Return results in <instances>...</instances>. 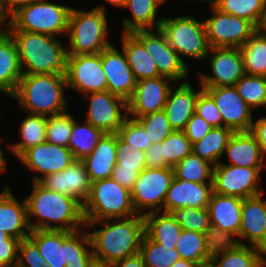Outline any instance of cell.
Listing matches in <instances>:
<instances>
[{
  "label": "cell",
  "mask_w": 266,
  "mask_h": 267,
  "mask_svg": "<svg viewBox=\"0 0 266 267\" xmlns=\"http://www.w3.org/2000/svg\"><path fill=\"white\" fill-rule=\"evenodd\" d=\"M173 178V167H146L142 170L131 190L136 213L144 216L151 212H163L164 200Z\"/></svg>",
  "instance_id": "obj_10"
},
{
  "label": "cell",
  "mask_w": 266,
  "mask_h": 267,
  "mask_svg": "<svg viewBox=\"0 0 266 267\" xmlns=\"http://www.w3.org/2000/svg\"><path fill=\"white\" fill-rule=\"evenodd\" d=\"M8 237H9V235L7 233L3 232V230H0V242H3Z\"/></svg>",
  "instance_id": "obj_66"
},
{
  "label": "cell",
  "mask_w": 266,
  "mask_h": 267,
  "mask_svg": "<svg viewBox=\"0 0 266 267\" xmlns=\"http://www.w3.org/2000/svg\"><path fill=\"white\" fill-rule=\"evenodd\" d=\"M67 88L80 95L107 91V78L98 54L67 55Z\"/></svg>",
  "instance_id": "obj_14"
},
{
  "label": "cell",
  "mask_w": 266,
  "mask_h": 267,
  "mask_svg": "<svg viewBox=\"0 0 266 267\" xmlns=\"http://www.w3.org/2000/svg\"><path fill=\"white\" fill-rule=\"evenodd\" d=\"M215 7L224 13L247 19L258 27L266 9V0H217Z\"/></svg>",
  "instance_id": "obj_41"
},
{
  "label": "cell",
  "mask_w": 266,
  "mask_h": 267,
  "mask_svg": "<svg viewBox=\"0 0 266 267\" xmlns=\"http://www.w3.org/2000/svg\"><path fill=\"white\" fill-rule=\"evenodd\" d=\"M22 75L16 43L6 30L0 35V92L11 97Z\"/></svg>",
  "instance_id": "obj_29"
},
{
  "label": "cell",
  "mask_w": 266,
  "mask_h": 267,
  "mask_svg": "<svg viewBox=\"0 0 266 267\" xmlns=\"http://www.w3.org/2000/svg\"><path fill=\"white\" fill-rule=\"evenodd\" d=\"M257 30L263 34L264 36H266V9L262 15L261 21L257 27Z\"/></svg>",
  "instance_id": "obj_61"
},
{
  "label": "cell",
  "mask_w": 266,
  "mask_h": 267,
  "mask_svg": "<svg viewBox=\"0 0 266 267\" xmlns=\"http://www.w3.org/2000/svg\"><path fill=\"white\" fill-rule=\"evenodd\" d=\"M198 267H218L216 263L210 259L208 261L202 262Z\"/></svg>",
  "instance_id": "obj_64"
},
{
  "label": "cell",
  "mask_w": 266,
  "mask_h": 267,
  "mask_svg": "<svg viewBox=\"0 0 266 267\" xmlns=\"http://www.w3.org/2000/svg\"><path fill=\"white\" fill-rule=\"evenodd\" d=\"M71 8L47 0H36L16 12L8 20L6 30L66 36Z\"/></svg>",
  "instance_id": "obj_8"
},
{
  "label": "cell",
  "mask_w": 266,
  "mask_h": 267,
  "mask_svg": "<svg viewBox=\"0 0 266 267\" xmlns=\"http://www.w3.org/2000/svg\"><path fill=\"white\" fill-rule=\"evenodd\" d=\"M175 249L180 254L181 259L198 265L210 260L206 251L205 235L201 232L182 230Z\"/></svg>",
  "instance_id": "obj_40"
},
{
  "label": "cell",
  "mask_w": 266,
  "mask_h": 267,
  "mask_svg": "<svg viewBox=\"0 0 266 267\" xmlns=\"http://www.w3.org/2000/svg\"><path fill=\"white\" fill-rule=\"evenodd\" d=\"M243 199L212 193L207 206L211 226L233 232L238 236Z\"/></svg>",
  "instance_id": "obj_27"
},
{
  "label": "cell",
  "mask_w": 266,
  "mask_h": 267,
  "mask_svg": "<svg viewBox=\"0 0 266 267\" xmlns=\"http://www.w3.org/2000/svg\"><path fill=\"white\" fill-rule=\"evenodd\" d=\"M209 67L212 74H199L202 87L235 86L245 75L244 63L240 48H210Z\"/></svg>",
  "instance_id": "obj_17"
},
{
  "label": "cell",
  "mask_w": 266,
  "mask_h": 267,
  "mask_svg": "<svg viewBox=\"0 0 266 267\" xmlns=\"http://www.w3.org/2000/svg\"><path fill=\"white\" fill-rule=\"evenodd\" d=\"M187 1V0H186ZM188 1H199V2H208V5L210 6V7H212V6H215L216 5V2H217V0H188Z\"/></svg>",
  "instance_id": "obj_65"
},
{
  "label": "cell",
  "mask_w": 266,
  "mask_h": 267,
  "mask_svg": "<svg viewBox=\"0 0 266 267\" xmlns=\"http://www.w3.org/2000/svg\"><path fill=\"white\" fill-rule=\"evenodd\" d=\"M0 230L19 240L31 232L26 200H17L8 185L0 192Z\"/></svg>",
  "instance_id": "obj_25"
},
{
  "label": "cell",
  "mask_w": 266,
  "mask_h": 267,
  "mask_svg": "<svg viewBox=\"0 0 266 267\" xmlns=\"http://www.w3.org/2000/svg\"><path fill=\"white\" fill-rule=\"evenodd\" d=\"M140 173V171L119 170V166H115L111 178L131 191Z\"/></svg>",
  "instance_id": "obj_55"
},
{
  "label": "cell",
  "mask_w": 266,
  "mask_h": 267,
  "mask_svg": "<svg viewBox=\"0 0 266 267\" xmlns=\"http://www.w3.org/2000/svg\"><path fill=\"white\" fill-rule=\"evenodd\" d=\"M170 213L183 230H192L205 233V231L211 226L207 207L177 208Z\"/></svg>",
  "instance_id": "obj_46"
},
{
  "label": "cell",
  "mask_w": 266,
  "mask_h": 267,
  "mask_svg": "<svg viewBox=\"0 0 266 267\" xmlns=\"http://www.w3.org/2000/svg\"><path fill=\"white\" fill-rule=\"evenodd\" d=\"M155 31L156 33H154ZM145 47L150 57L156 63L161 76L175 81H187L189 66L179 54L170 46L165 33L161 28L138 30L132 33Z\"/></svg>",
  "instance_id": "obj_12"
},
{
  "label": "cell",
  "mask_w": 266,
  "mask_h": 267,
  "mask_svg": "<svg viewBox=\"0 0 266 267\" xmlns=\"http://www.w3.org/2000/svg\"><path fill=\"white\" fill-rule=\"evenodd\" d=\"M139 254L143 257L146 267H171L181 259L175 246H163L144 234Z\"/></svg>",
  "instance_id": "obj_39"
},
{
  "label": "cell",
  "mask_w": 266,
  "mask_h": 267,
  "mask_svg": "<svg viewBox=\"0 0 266 267\" xmlns=\"http://www.w3.org/2000/svg\"><path fill=\"white\" fill-rule=\"evenodd\" d=\"M160 145L162 146V158L171 167L192 153V143L184 131H173Z\"/></svg>",
  "instance_id": "obj_43"
},
{
  "label": "cell",
  "mask_w": 266,
  "mask_h": 267,
  "mask_svg": "<svg viewBox=\"0 0 266 267\" xmlns=\"http://www.w3.org/2000/svg\"><path fill=\"white\" fill-rule=\"evenodd\" d=\"M239 96L255 111L266 106V77L245 74L235 84Z\"/></svg>",
  "instance_id": "obj_42"
},
{
  "label": "cell",
  "mask_w": 266,
  "mask_h": 267,
  "mask_svg": "<svg viewBox=\"0 0 266 267\" xmlns=\"http://www.w3.org/2000/svg\"><path fill=\"white\" fill-rule=\"evenodd\" d=\"M82 97L90 102L85 121L104 133H117L128 117L127 101L108 90Z\"/></svg>",
  "instance_id": "obj_15"
},
{
  "label": "cell",
  "mask_w": 266,
  "mask_h": 267,
  "mask_svg": "<svg viewBox=\"0 0 266 267\" xmlns=\"http://www.w3.org/2000/svg\"><path fill=\"white\" fill-rule=\"evenodd\" d=\"M85 221L123 219L138 215L131 191L112 178L92 182L88 199L83 204Z\"/></svg>",
  "instance_id": "obj_7"
},
{
  "label": "cell",
  "mask_w": 266,
  "mask_h": 267,
  "mask_svg": "<svg viewBox=\"0 0 266 267\" xmlns=\"http://www.w3.org/2000/svg\"><path fill=\"white\" fill-rule=\"evenodd\" d=\"M213 193V183H196L173 178L167 191L163 212L177 208H206Z\"/></svg>",
  "instance_id": "obj_23"
},
{
  "label": "cell",
  "mask_w": 266,
  "mask_h": 267,
  "mask_svg": "<svg viewBox=\"0 0 266 267\" xmlns=\"http://www.w3.org/2000/svg\"><path fill=\"white\" fill-rule=\"evenodd\" d=\"M262 251H263L265 261H266V245L262 248Z\"/></svg>",
  "instance_id": "obj_67"
},
{
  "label": "cell",
  "mask_w": 266,
  "mask_h": 267,
  "mask_svg": "<svg viewBox=\"0 0 266 267\" xmlns=\"http://www.w3.org/2000/svg\"><path fill=\"white\" fill-rule=\"evenodd\" d=\"M160 28L182 60L189 57L202 61L210 55L204 20L187 15L163 17Z\"/></svg>",
  "instance_id": "obj_9"
},
{
  "label": "cell",
  "mask_w": 266,
  "mask_h": 267,
  "mask_svg": "<svg viewBox=\"0 0 266 267\" xmlns=\"http://www.w3.org/2000/svg\"><path fill=\"white\" fill-rule=\"evenodd\" d=\"M7 31L16 43L23 74H66L67 48L58 37L24 30Z\"/></svg>",
  "instance_id": "obj_5"
},
{
  "label": "cell",
  "mask_w": 266,
  "mask_h": 267,
  "mask_svg": "<svg viewBox=\"0 0 266 267\" xmlns=\"http://www.w3.org/2000/svg\"><path fill=\"white\" fill-rule=\"evenodd\" d=\"M41 267H50L48 264H45L44 266H41Z\"/></svg>",
  "instance_id": "obj_69"
},
{
  "label": "cell",
  "mask_w": 266,
  "mask_h": 267,
  "mask_svg": "<svg viewBox=\"0 0 266 267\" xmlns=\"http://www.w3.org/2000/svg\"><path fill=\"white\" fill-rule=\"evenodd\" d=\"M104 5L86 11L71 8L68 23V55L98 54L112 45Z\"/></svg>",
  "instance_id": "obj_6"
},
{
  "label": "cell",
  "mask_w": 266,
  "mask_h": 267,
  "mask_svg": "<svg viewBox=\"0 0 266 267\" xmlns=\"http://www.w3.org/2000/svg\"><path fill=\"white\" fill-rule=\"evenodd\" d=\"M107 3L112 4L115 8H125L127 0H105Z\"/></svg>",
  "instance_id": "obj_62"
},
{
  "label": "cell",
  "mask_w": 266,
  "mask_h": 267,
  "mask_svg": "<svg viewBox=\"0 0 266 267\" xmlns=\"http://www.w3.org/2000/svg\"><path fill=\"white\" fill-rule=\"evenodd\" d=\"M122 34V51L137 81L161 76L156 63L148 54L144 45L132 34Z\"/></svg>",
  "instance_id": "obj_31"
},
{
  "label": "cell",
  "mask_w": 266,
  "mask_h": 267,
  "mask_svg": "<svg viewBox=\"0 0 266 267\" xmlns=\"http://www.w3.org/2000/svg\"><path fill=\"white\" fill-rule=\"evenodd\" d=\"M76 120L70 113L48 116L46 141L58 146L68 147L73 122Z\"/></svg>",
  "instance_id": "obj_45"
},
{
  "label": "cell",
  "mask_w": 266,
  "mask_h": 267,
  "mask_svg": "<svg viewBox=\"0 0 266 267\" xmlns=\"http://www.w3.org/2000/svg\"><path fill=\"white\" fill-rule=\"evenodd\" d=\"M65 89L68 90L65 75L23 74L10 98L17 100L25 113L48 117L69 108Z\"/></svg>",
  "instance_id": "obj_4"
},
{
  "label": "cell",
  "mask_w": 266,
  "mask_h": 267,
  "mask_svg": "<svg viewBox=\"0 0 266 267\" xmlns=\"http://www.w3.org/2000/svg\"><path fill=\"white\" fill-rule=\"evenodd\" d=\"M171 267H198V264L185 259H179Z\"/></svg>",
  "instance_id": "obj_59"
},
{
  "label": "cell",
  "mask_w": 266,
  "mask_h": 267,
  "mask_svg": "<svg viewBox=\"0 0 266 267\" xmlns=\"http://www.w3.org/2000/svg\"><path fill=\"white\" fill-rule=\"evenodd\" d=\"M214 99L223 118V127L233 132H248L252 128L254 111L239 96L235 86L203 87Z\"/></svg>",
  "instance_id": "obj_18"
},
{
  "label": "cell",
  "mask_w": 266,
  "mask_h": 267,
  "mask_svg": "<svg viewBox=\"0 0 266 267\" xmlns=\"http://www.w3.org/2000/svg\"><path fill=\"white\" fill-rule=\"evenodd\" d=\"M20 241L9 236L0 242V267H17Z\"/></svg>",
  "instance_id": "obj_52"
},
{
  "label": "cell",
  "mask_w": 266,
  "mask_h": 267,
  "mask_svg": "<svg viewBox=\"0 0 266 267\" xmlns=\"http://www.w3.org/2000/svg\"><path fill=\"white\" fill-rule=\"evenodd\" d=\"M228 164L248 168H266V157L262 154L255 136L250 132H233L225 152Z\"/></svg>",
  "instance_id": "obj_26"
},
{
  "label": "cell",
  "mask_w": 266,
  "mask_h": 267,
  "mask_svg": "<svg viewBox=\"0 0 266 267\" xmlns=\"http://www.w3.org/2000/svg\"><path fill=\"white\" fill-rule=\"evenodd\" d=\"M18 160L34 175L32 181L39 182L46 175L56 173L70 166L75 158L68 147L45 141L26 150ZM40 174L36 175L37 173Z\"/></svg>",
  "instance_id": "obj_16"
},
{
  "label": "cell",
  "mask_w": 266,
  "mask_h": 267,
  "mask_svg": "<svg viewBox=\"0 0 266 267\" xmlns=\"http://www.w3.org/2000/svg\"><path fill=\"white\" fill-rule=\"evenodd\" d=\"M117 135L124 142L143 151H146L152 144L143 126L136 119L129 116L118 130Z\"/></svg>",
  "instance_id": "obj_49"
},
{
  "label": "cell",
  "mask_w": 266,
  "mask_h": 267,
  "mask_svg": "<svg viewBox=\"0 0 266 267\" xmlns=\"http://www.w3.org/2000/svg\"><path fill=\"white\" fill-rule=\"evenodd\" d=\"M218 267H265L266 261L261 248L239 245L212 259Z\"/></svg>",
  "instance_id": "obj_37"
},
{
  "label": "cell",
  "mask_w": 266,
  "mask_h": 267,
  "mask_svg": "<svg viewBox=\"0 0 266 267\" xmlns=\"http://www.w3.org/2000/svg\"><path fill=\"white\" fill-rule=\"evenodd\" d=\"M32 185L31 194L25 198L31 230L77 231L86 228L83 205L79 201L48 190L39 182H32Z\"/></svg>",
  "instance_id": "obj_2"
},
{
  "label": "cell",
  "mask_w": 266,
  "mask_h": 267,
  "mask_svg": "<svg viewBox=\"0 0 266 267\" xmlns=\"http://www.w3.org/2000/svg\"><path fill=\"white\" fill-rule=\"evenodd\" d=\"M115 166H119V170L141 172L146 168L145 151L129 145L117 135Z\"/></svg>",
  "instance_id": "obj_47"
},
{
  "label": "cell",
  "mask_w": 266,
  "mask_h": 267,
  "mask_svg": "<svg viewBox=\"0 0 266 267\" xmlns=\"http://www.w3.org/2000/svg\"><path fill=\"white\" fill-rule=\"evenodd\" d=\"M250 132L255 136L262 154L266 157V117L253 120Z\"/></svg>",
  "instance_id": "obj_56"
},
{
  "label": "cell",
  "mask_w": 266,
  "mask_h": 267,
  "mask_svg": "<svg viewBox=\"0 0 266 267\" xmlns=\"http://www.w3.org/2000/svg\"><path fill=\"white\" fill-rule=\"evenodd\" d=\"M145 234L163 246H176L182 232L181 226L171 213L151 212L144 215Z\"/></svg>",
  "instance_id": "obj_32"
},
{
  "label": "cell",
  "mask_w": 266,
  "mask_h": 267,
  "mask_svg": "<svg viewBox=\"0 0 266 267\" xmlns=\"http://www.w3.org/2000/svg\"><path fill=\"white\" fill-rule=\"evenodd\" d=\"M136 120L143 126L152 144H160L175 131L163 110L138 117Z\"/></svg>",
  "instance_id": "obj_48"
},
{
  "label": "cell",
  "mask_w": 266,
  "mask_h": 267,
  "mask_svg": "<svg viewBox=\"0 0 266 267\" xmlns=\"http://www.w3.org/2000/svg\"><path fill=\"white\" fill-rule=\"evenodd\" d=\"M175 84L177 87L175 89L171 87L163 111L170 126L174 130L183 131L195 113L196 101L203 87L199 83L201 89L195 90L188 81Z\"/></svg>",
  "instance_id": "obj_24"
},
{
  "label": "cell",
  "mask_w": 266,
  "mask_h": 267,
  "mask_svg": "<svg viewBox=\"0 0 266 267\" xmlns=\"http://www.w3.org/2000/svg\"><path fill=\"white\" fill-rule=\"evenodd\" d=\"M195 113L213 127H223V118L214 99L203 89L196 101Z\"/></svg>",
  "instance_id": "obj_50"
},
{
  "label": "cell",
  "mask_w": 266,
  "mask_h": 267,
  "mask_svg": "<svg viewBox=\"0 0 266 267\" xmlns=\"http://www.w3.org/2000/svg\"><path fill=\"white\" fill-rule=\"evenodd\" d=\"M47 116L30 114L21 121L19 133L21 141L7 146L19 158L26 150L46 141Z\"/></svg>",
  "instance_id": "obj_33"
},
{
  "label": "cell",
  "mask_w": 266,
  "mask_h": 267,
  "mask_svg": "<svg viewBox=\"0 0 266 267\" xmlns=\"http://www.w3.org/2000/svg\"><path fill=\"white\" fill-rule=\"evenodd\" d=\"M89 227L92 251L96 265L110 264L139 253L142 238L145 234L143 215H135L123 219H107L102 221H85ZM101 228L94 229L96 225ZM103 227V228H102Z\"/></svg>",
  "instance_id": "obj_1"
},
{
  "label": "cell",
  "mask_w": 266,
  "mask_h": 267,
  "mask_svg": "<svg viewBox=\"0 0 266 267\" xmlns=\"http://www.w3.org/2000/svg\"><path fill=\"white\" fill-rule=\"evenodd\" d=\"M117 133H105L93 152L82 162L91 182L111 178L116 165Z\"/></svg>",
  "instance_id": "obj_28"
},
{
  "label": "cell",
  "mask_w": 266,
  "mask_h": 267,
  "mask_svg": "<svg viewBox=\"0 0 266 267\" xmlns=\"http://www.w3.org/2000/svg\"><path fill=\"white\" fill-rule=\"evenodd\" d=\"M36 0H0V11L6 19H10L21 8Z\"/></svg>",
  "instance_id": "obj_57"
},
{
  "label": "cell",
  "mask_w": 266,
  "mask_h": 267,
  "mask_svg": "<svg viewBox=\"0 0 266 267\" xmlns=\"http://www.w3.org/2000/svg\"><path fill=\"white\" fill-rule=\"evenodd\" d=\"M39 183L48 190L75 198L82 205L88 199L92 184L80 160H75L62 171L46 175Z\"/></svg>",
  "instance_id": "obj_21"
},
{
  "label": "cell",
  "mask_w": 266,
  "mask_h": 267,
  "mask_svg": "<svg viewBox=\"0 0 266 267\" xmlns=\"http://www.w3.org/2000/svg\"><path fill=\"white\" fill-rule=\"evenodd\" d=\"M109 267H146L143 257L138 253L131 257H126L109 265Z\"/></svg>",
  "instance_id": "obj_58"
},
{
  "label": "cell",
  "mask_w": 266,
  "mask_h": 267,
  "mask_svg": "<svg viewBox=\"0 0 266 267\" xmlns=\"http://www.w3.org/2000/svg\"><path fill=\"white\" fill-rule=\"evenodd\" d=\"M245 74L266 77V36L258 30L240 47Z\"/></svg>",
  "instance_id": "obj_36"
},
{
  "label": "cell",
  "mask_w": 266,
  "mask_h": 267,
  "mask_svg": "<svg viewBox=\"0 0 266 267\" xmlns=\"http://www.w3.org/2000/svg\"><path fill=\"white\" fill-rule=\"evenodd\" d=\"M94 267H109V266L95 265Z\"/></svg>",
  "instance_id": "obj_68"
},
{
  "label": "cell",
  "mask_w": 266,
  "mask_h": 267,
  "mask_svg": "<svg viewBox=\"0 0 266 267\" xmlns=\"http://www.w3.org/2000/svg\"><path fill=\"white\" fill-rule=\"evenodd\" d=\"M204 235L209 259H213L226 251L236 249L240 245L236 234L213 226H210Z\"/></svg>",
  "instance_id": "obj_44"
},
{
  "label": "cell",
  "mask_w": 266,
  "mask_h": 267,
  "mask_svg": "<svg viewBox=\"0 0 266 267\" xmlns=\"http://www.w3.org/2000/svg\"><path fill=\"white\" fill-rule=\"evenodd\" d=\"M3 138H0V144ZM7 159L4 157V151L0 148V175L6 171Z\"/></svg>",
  "instance_id": "obj_60"
},
{
  "label": "cell",
  "mask_w": 266,
  "mask_h": 267,
  "mask_svg": "<svg viewBox=\"0 0 266 267\" xmlns=\"http://www.w3.org/2000/svg\"><path fill=\"white\" fill-rule=\"evenodd\" d=\"M211 17L204 20L210 48H240L257 31V27L247 19L233 16L210 7Z\"/></svg>",
  "instance_id": "obj_11"
},
{
  "label": "cell",
  "mask_w": 266,
  "mask_h": 267,
  "mask_svg": "<svg viewBox=\"0 0 266 267\" xmlns=\"http://www.w3.org/2000/svg\"><path fill=\"white\" fill-rule=\"evenodd\" d=\"M214 127L205 119L194 113L183 130L191 143H196L206 136Z\"/></svg>",
  "instance_id": "obj_53"
},
{
  "label": "cell",
  "mask_w": 266,
  "mask_h": 267,
  "mask_svg": "<svg viewBox=\"0 0 266 267\" xmlns=\"http://www.w3.org/2000/svg\"><path fill=\"white\" fill-rule=\"evenodd\" d=\"M166 0H127L126 9L131 10L132 19L122 18V33L160 28L163 16L157 19V12Z\"/></svg>",
  "instance_id": "obj_30"
},
{
  "label": "cell",
  "mask_w": 266,
  "mask_h": 267,
  "mask_svg": "<svg viewBox=\"0 0 266 267\" xmlns=\"http://www.w3.org/2000/svg\"><path fill=\"white\" fill-rule=\"evenodd\" d=\"M232 134L229 128L214 127L200 141L192 143V153L215 166L222 161L220 159Z\"/></svg>",
  "instance_id": "obj_34"
},
{
  "label": "cell",
  "mask_w": 266,
  "mask_h": 267,
  "mask_svg": "<svg viewBox=\"0 0 266 267\" xmlns=\"http://www.w3.org/2000/svg\"><path fill=\"white\" fill-rule=\"evenodd\" d=\"M31 230L28 236L50 267H94L88 230ZM89 248V249H88Z\"/></svg>",
  "instance_id": "obj_3"
},
{
  "label": "cell",
  "mask_w": 266,
  "mask_h": 267,
  "mask_svg": "<svg viewBox=\"0 0 266 267\" xmlns=\"http://www.w3.org/2000/svg\"><path fill=\"white\" fill-rule=\"evenodd\" d=\"M263 193L243 199L239 242L263 248L266 245V199ZM244 240V241H242Z\"/></svg>",
  "instance_id": "obj_22"
},
{
  "label": "cell",
  "mask_w": 266,
  "mask_h": 267,
  "mask_svg": "<svg viewBox=\"0 0 266 267\" xmlns=\"http://www.w3.org/2000/svg\"><path fill=\"white\" fill-rule=\"evenodd\" d=\"M264 168H248L224 164L213 169V192L241 199L263 193L260 189L261 172Z\"/></svg>",
  "instance_id": "obj_13"
},
{
  "label": "cell",
  "mask_w": 266,
  "mask_h": 267,
  "mask_svg": "<svg viewBox=\"0 0 266 267\" xmlns=\"http://www.w3.org/2000/svg\"><path fill=\"white\" fill-rule=\"evenodd\" d=\"M104 134L103 131L85 120L81 125L75 120L68 143V148L73 153L75 160L82 161L89 156Z\"/></svg>",
  "instance_id": "obj_35"
},
{
  "label": "cell",
  "mask_w": 266,
  "mask_h": 267,
  "mask_svg": "<svg viewBox=\"0 0 266 267\" xmlns=\"http://www.w3.org/2000/svg\"><path fill=\"white\" fill-rule=\"evenodd\" d=\"M146 167L148 168H169L171 167L165 159L162 158V146L160 144H151L145 151Z\"/></svg>",
  "instance_id": "obj_54"
},
{
  "label": "cell",
  "mask_w": 266,
  "mask_h": 267,
  "mask_svg": "<svg viewBox=\"0 0 266 267\" xmlns=\"http://www.w3.org/2000/svg\"><path fill=\"white\" fill-rule=\"evenodd\" d=\"M175 83L166 76L137 81L132 97L127 101L128 116L136 119L150 113L162 111L169 91L170 83Z\"/></svg>",
  "instance_id": "obj_19"
},
{
  "label": "cell",
  "mask_w": 266,
  "mask_h": 267,
  "mask_svg": "<svg viewBox=\"0 0 266 267\" xmlns=\"http://www.w3.org/2000/svg\"><path fill=\"white\" fill-rule=\"evenodd\" d=\"M46 264L37 245L29 238L22 239L19 244L17 267H41Z\"/></svg>",
  "instance_id": "obj_51"
},
{
  "label": "cell",
  "mask_w": 266,
  "mask_h": 267,
  "mask_svg": "<svg viewBox=\"0 0 266 267\" xmlns=\"http://www.w3.org/2000/svg\"><path fill=\"white\" fill-rule=\"evenodd\" d=\"M101 63L107 78V90L128 101L136 89L137 80L125 52L120 53L111 45L101 52Z\"/></svg>",
  "instance_id": "obj_20"
},
{
  "label": "cell",
  "mask_w": 266,
  "mask_h": 267,
  "mask_svg": "<svg viewBox=\"0 0 266 267\" xmlns=\"http://www.w3.org/2000/svg\"><path fill=\"white\" fill-rule=\"evenodd\" d=\"M214 165L193 153L173 167L174 177L196 183H213Z\"/></svg>",
  "instance_id": "obj_38"
},
{
  "label": "cell",
  "mask_w": 266,
  "mask_h": 267,
  "mask_svg": "<svg viewBox=\"0 0 266 267\" xmlns=\"http://www.w3.org/2000/svg\"><path fill=\"white\" fill-rule=\"evenodd\" d=\"M8 20L3 16V14L0 11V26L2 28L0 29V35L6 31V26H7ZM5 26V28H3Z\"/></svg>",
  "instance_id": "obj_63"
}]
</instances>
